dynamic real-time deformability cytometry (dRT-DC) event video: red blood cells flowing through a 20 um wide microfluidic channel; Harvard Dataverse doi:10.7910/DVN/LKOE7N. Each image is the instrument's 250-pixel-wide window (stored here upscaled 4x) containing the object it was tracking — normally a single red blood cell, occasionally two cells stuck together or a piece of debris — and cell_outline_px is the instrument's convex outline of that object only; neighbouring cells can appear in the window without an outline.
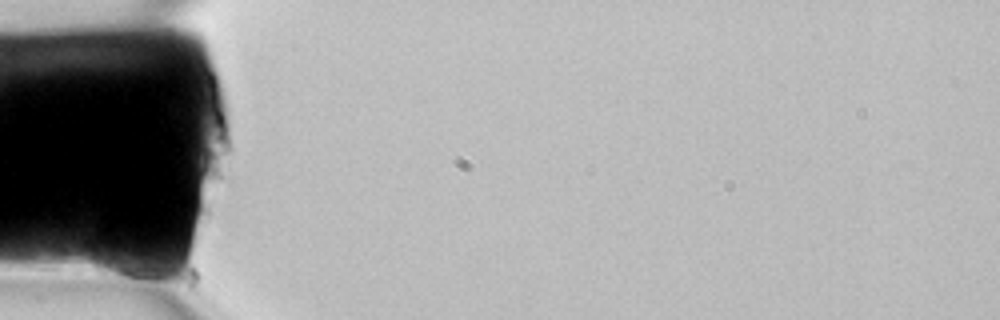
{"species": "common noctule bat (a hibernating species)", "species_latin": "Nyctalus noctula", "temperature_condition": "room temperature", "stored_images_in_passage": 4, "camera_frame_rate_fps": 3000, "um_per_image_px": 0.085, "animal": {"sex": "female", "body_mass_g": 22.7, "forearm_length_mm": 54.2}, "frame": {"image": 1, "passage_image": 1, "time_ms": 0.0, "image_size_px": [1000, 320], "cell_outline_px": [[160, 276], [156, 288], [92, 272], [88, 260], [92, 244], [96, 236], [136, 252], [160, 272]], "centroid_in_image_um": [10.33, 22.41], "position_along_channel_um": 74.7, "area_um2": 15.14}}